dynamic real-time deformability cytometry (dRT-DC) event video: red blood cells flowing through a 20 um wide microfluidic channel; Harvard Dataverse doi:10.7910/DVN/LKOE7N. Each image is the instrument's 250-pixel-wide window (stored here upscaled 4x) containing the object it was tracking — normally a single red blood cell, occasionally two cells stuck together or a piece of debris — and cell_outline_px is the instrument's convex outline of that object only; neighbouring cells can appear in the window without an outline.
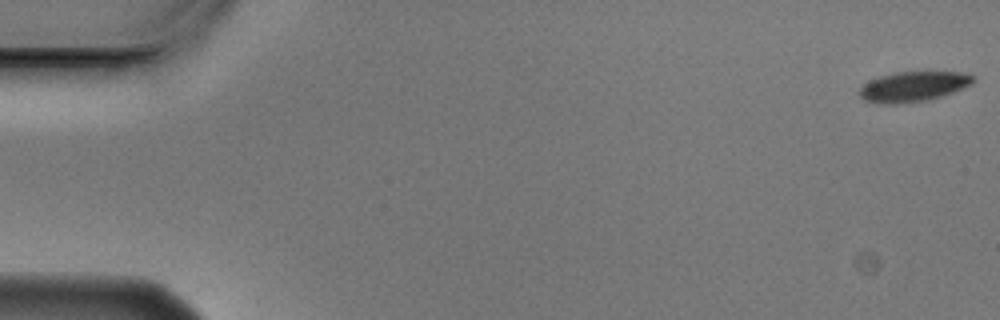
{"species": "Egyptian fruit bat (a non-hibernating species)", "species_latin": "Rousettus aegyptiacus", "temperature_condition": "cold", "stored_images_in_passage": 6, "camera_frame_rate_fps": 3000, "um_per_image_px": 0.085, "animal": {"sex": "male"}, "frame": {"image": 1, "passage_image": 1, "time_ms": 0.0, "image_size_px": [1000, 320], "cell_outline_px": [[972, 84], [952, 92], [928, 100], [892, 104], [888, 104], [864, 100], [860, 96], [860, 88], [864, 84], [880, 76], [896, 72], [960, 72], [972, 76]], "centroid_in_image_um": [77.61, 7.35], "position_along_channel_um": 7.4, "area_um2": 19.42}}